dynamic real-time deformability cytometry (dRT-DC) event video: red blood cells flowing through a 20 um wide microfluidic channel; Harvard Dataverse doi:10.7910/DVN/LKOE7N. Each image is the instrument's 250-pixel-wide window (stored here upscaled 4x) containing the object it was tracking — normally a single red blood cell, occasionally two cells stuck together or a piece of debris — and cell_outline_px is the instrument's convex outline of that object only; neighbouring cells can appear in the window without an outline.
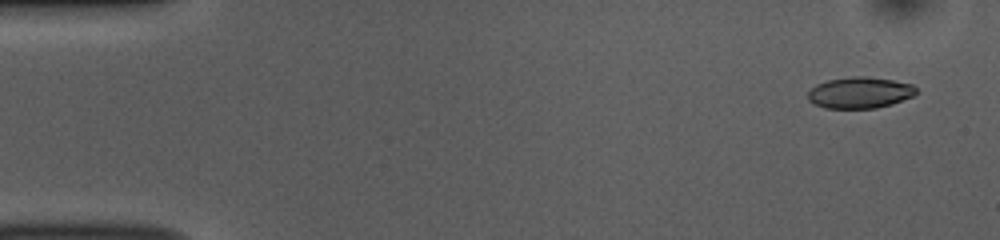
{"species": "common noctule bat (a hibernating species)", "species_latin": "Nyctalus noctula", "temperature_condition": "room temperature", "stored_images_in_passage": 50, "camera_frame_rate_fps": 3000, "um_per_image_px": 0.085, "animal": {"sex": "female", "body_mass_g": 10.0, "forearm_length_mm": 53.1}, "frame": {"image": 1, "passage_image": 1, "time_ms": 0.0, "image_size_px": [1000, 240], "cell_outline_px": [[916, 92], [912, 96], [892, 104], [876, 108], [824, 108], [808, 100], [808, 92], [816, 84], [828, 80], [852, 76], [864, 76], [892, 80], [912, 84], [916, 88]], "centroid_in_image_um": [73.07, 7.87], "position_along_channel_um": 11.9, "area_um2": 19.59}}
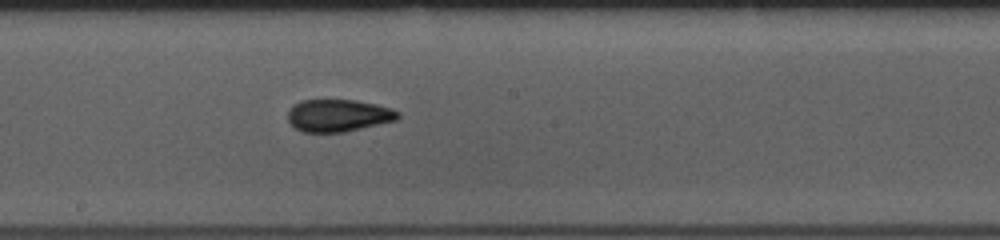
{"frame": {"image": 2, "passage_image": 26, "time_ms": 8.333, "image_size_px": [1000, 240], "cell_outline_px": [[400, 116], [396, 120], [344, 132], [304, 132], [296, 128], [288, 120], [288, 112], [292, 104], [300, 100], [356, 100], [376, 104], [392, 108], [400, 112]], "centroid_in_image_um": [28.76, 9.8], "position_along_channel_um": 219.4, "area_um2": 20.75}}
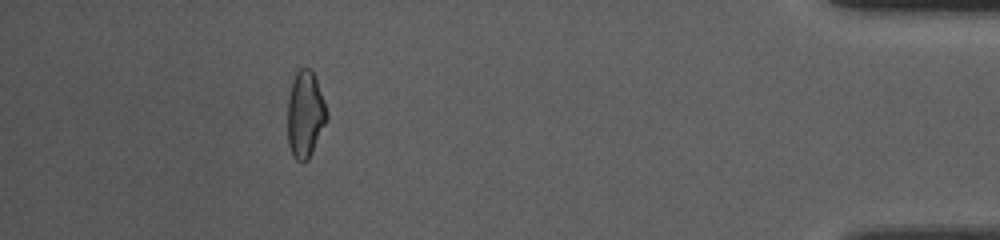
{"frame": {"image": 3, "passage_image": 45, "time_ms": 14.667, "image_size_px": [1000, 240], "cell_outline_px": [[328, 120], [308, 160], [296, 160], [292, 156], [288, 144], [288, 96], [292, 80], [296, 72], [300, 68], [308, 68], [312, 72], [316, 80], [324, 100], [328, 112]], "centroid_in_image_um": [25.94, 9.73], "position_along_channel_um": 409.3, "area_um2": 19.83}, "authors_computed_cell_mechanics": {"area_um2": 20.2589, "velocity_mm_per_s": 3.8702, "shape_relaxation_time_tau1_ms": null, "shape_relaxation_time_tau2_ms": 2.1864, "deformation_change_tau1": null, "deformation_change_tau2": 0.0853}}